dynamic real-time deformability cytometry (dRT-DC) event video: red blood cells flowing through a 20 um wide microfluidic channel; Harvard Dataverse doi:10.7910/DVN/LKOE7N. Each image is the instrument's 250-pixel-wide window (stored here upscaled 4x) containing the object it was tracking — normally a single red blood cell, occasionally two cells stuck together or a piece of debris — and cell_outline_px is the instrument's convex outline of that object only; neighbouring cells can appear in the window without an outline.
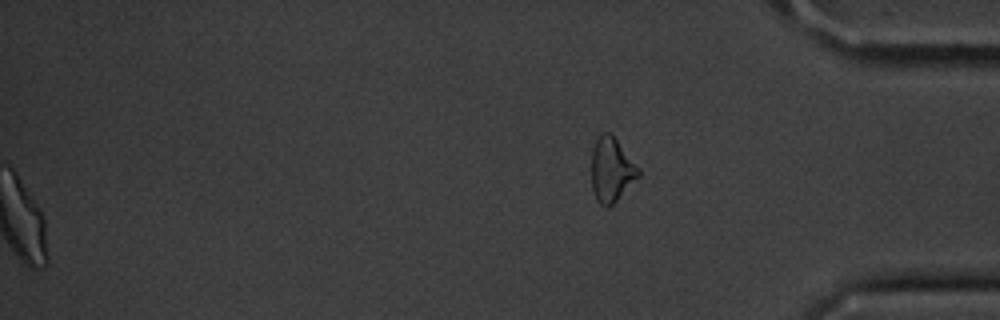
{"species": "common noctule bat (a hibernating species)", "species_latin": "Nyctalus noctula", "temperature_condition": "cold", "stored_images_in_passage": 55, "segment_of_instrument_passage": [2, 2], "camera_frame_rate_fps": 3000, "um_per_image_px": 0.085, "animal": {"sex": "male", "body_mass_g": 20.1, "forearm_length_mm": 53.5}, "frame": {"image": 1, "passage_image": 55, "time_ms": 18.0, "image_size_px": [1000, 320], "cell_outline_px": [[640, 176], [608, 208], [604, 208], [596, 200], [592, 188], [592, 148], [596, 140], [604, 132], [612, 132], [640, 168]], "centroid_in_image_um": [51.99, 14.41], "position_along_channel_um": 383.2, "area_um2": 17.8}}